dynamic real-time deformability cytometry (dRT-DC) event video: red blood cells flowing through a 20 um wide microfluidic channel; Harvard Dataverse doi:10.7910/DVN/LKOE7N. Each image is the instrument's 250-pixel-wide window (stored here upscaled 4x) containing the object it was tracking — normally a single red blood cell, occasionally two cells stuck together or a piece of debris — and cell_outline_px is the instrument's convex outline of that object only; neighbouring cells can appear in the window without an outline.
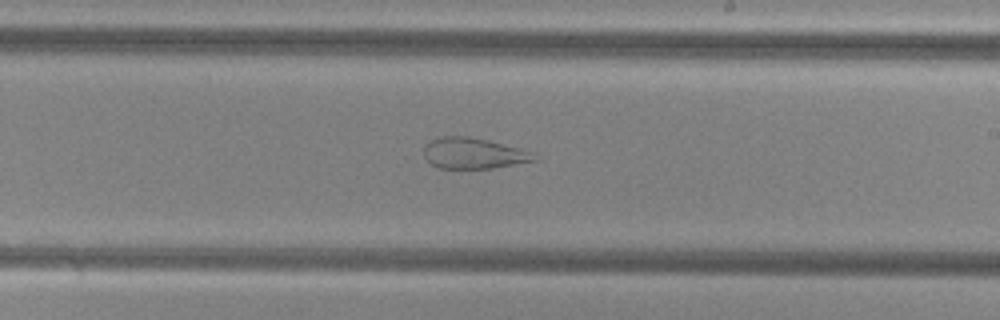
{"species": "common noctule bat (a hibernating species)", "species_latin": "Nyctalus noctula", "temperature_condition": "cold", "stored_images_in_passage": 40, "camera_frame_rate_fps": 3000, "um_per_image_px": 0.085, "animal": {"sex": "female", "body_mass_g": 29.2, "forearm_length_mm": 56.3}, "frame": {"image": 1, "passage_image": 18, "time_ms": 5.667, "image_size_px": [1000, 320], "cell_outline_px": [[540, 160], [492, 168], [440, 168], [432, 164], [424, 156], [424, 144], [432, 140], [444, 136], [468, 136], [488, 140], [536, 152]], "centroid_in_image_um": [40.32, 13.03], "position_along_channel_um": 248.7, "area_um2": 20.0}}
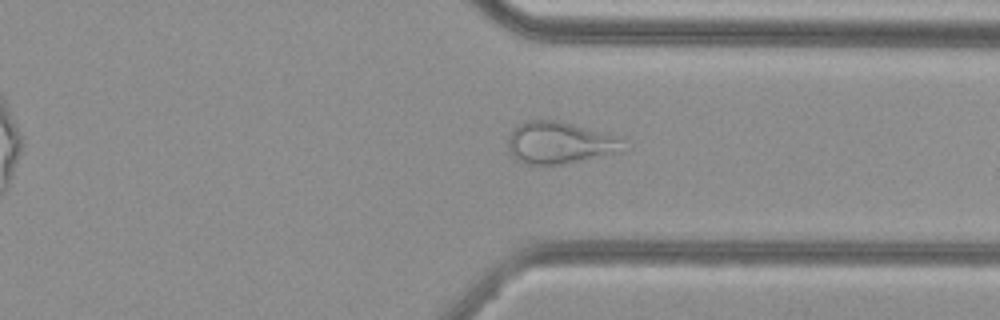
{"frame": {"image": 2, "passage_image": 27, "time_ms": 8.667, "image_size_px": [1000, 320], "cell_outline_px": [[632, 148], [620, 152], [564, 164], [528, 164], [512, 156], [508, 152], [508, 136], [520, 124], [528, 120], [556, 120], [572, 124], [600, 132], [612, 136], [620, 140]], "centroid_in_image_um": [47.58, 12.15], "position_along_channel_um": 363.8, "area_um2": 27.86}}
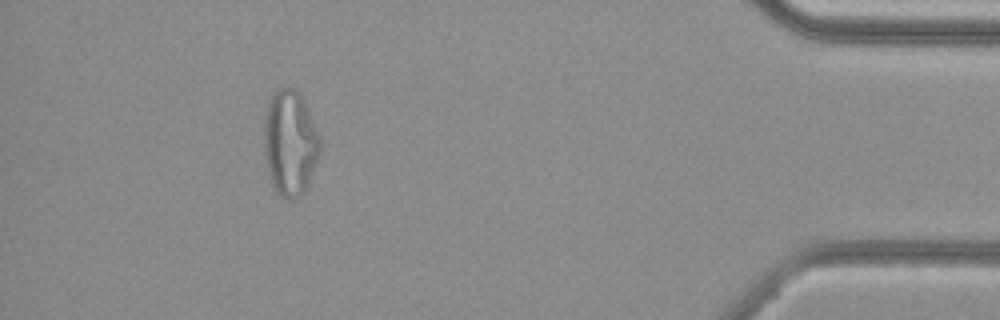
{"frame": {"image": 3, "passage_image": 35, "time_ms": 11.333, "image_size_px": [1000, 320], "cell_outline_px": [[324, 144], [308, 184], [304, 192], [292, 200], [288, 200], [280, 196], [276, 192], [272, 184], [264, 156], [264, 116], [268, 104], [272, 96], [280, 88], [292, 88], [300, 96]], "centroid_in_image_um": [24.66, 12.21], "position_along_channel_um": 410.5, "area_um2": 34.33}, "authors_computed_cell_mechanics": {"area_um2": 29.8537, "velocity_mm_per_s": 3.8387, "shape_relaxation_time_tau1_ms": null, "shape_relaxation_time_tau2_ms": 1.5401, "deformation_change_tau1": null, "deformation_change_tau2": 0.093}}